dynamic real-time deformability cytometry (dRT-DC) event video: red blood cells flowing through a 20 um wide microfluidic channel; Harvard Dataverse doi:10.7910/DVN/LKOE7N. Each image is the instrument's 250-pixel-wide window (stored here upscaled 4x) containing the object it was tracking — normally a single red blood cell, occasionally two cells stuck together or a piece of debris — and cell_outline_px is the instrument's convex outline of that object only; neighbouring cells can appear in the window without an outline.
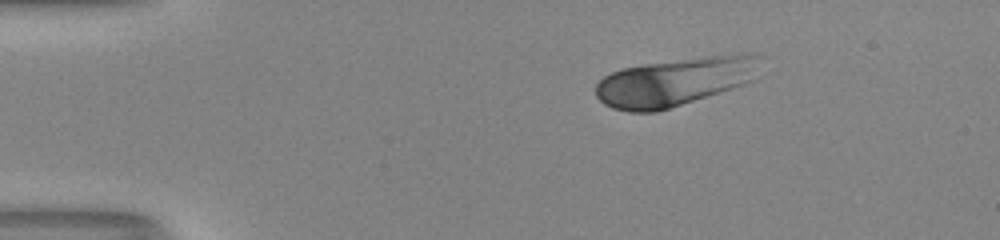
{"species": "human", "species_latin": "Homo sapiens", "temperature_condition": "room temperature", "stored_images_in_passage": 44, "camera_frame_rate_fps": 3000, "um_per_image_px": 0.085, "donor": {"sex": "male"}, "frame": {"image": 1, "passage_image": 1, "time_ms": 0.0, "image_size_px": [1000, 240], "cell_outline_px": [[764, 56], [752, 80], [744, 84], [732, 88], [656, 112], [628, 112], [612, 108], [604, 104], [596, 96], [596, 84], [604, 76], [620, 68], [644, 64], [704, 56], [744, 52], [756, 52]], "centroid_in_image_um": [57.41, 6.91], "position_along_channel_um": 27.6, "area_um2": 46.64}}
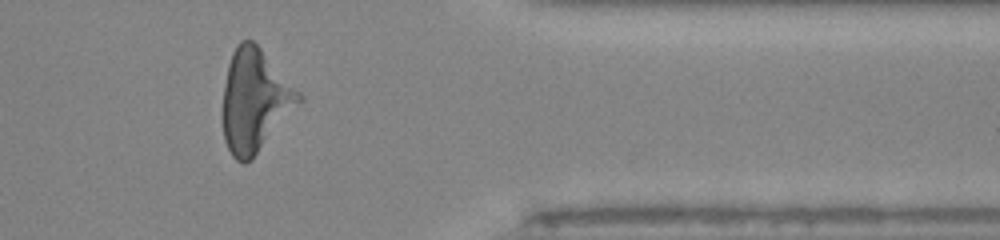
{"frame": {"image": 2, "passage_image": 35, "time_ms": 11.333, "image_size_px": [1000, 240], "cell_outline_px": [[304, 100], [252, 160], [244, 164], [236, 160], [232, 156], [224, 140], [220, 112], [224, 84], [228, 64], [232, 52], [236, 44], [240, 40], [252, 40], [260, 48], [304, 96]], "centroid_in_image_um": [21.63, 8.59], "position_along_channel_um": 389.8, "area_um2": 46.18}}
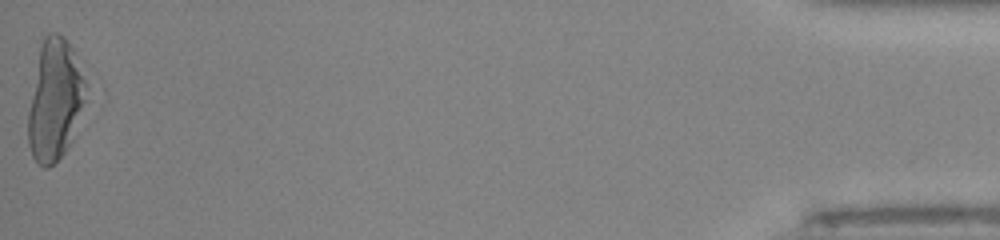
{"frame": {"image": 3, "passage_image": 44, "time_ms": 14.333, "image_size_px": [1000, 240], "cell_outline_px": [[84, 100], [72, 140], [68, 148], [48, 168], [44, 168], [36, 164], [32, 156], [28, 144], [28, 112], [40, 48], [44, 36], [48, 32], [60, 32], [64, 36], [72, 48], [84, 80]], "centroid_in_image_um": [4.63, 8.53], "position_along_channel_um": 430.6, "area_um2": 39.94}, "authors_computed_cell_mechanics": {"area_um2": 42.8876, "velocity_mm_per_s": 4.0108, "shape_relaxation_time_tau1_ms": 3.9869, "shape_relaxation_time_tau2_ms": 0.622, "deformation_change_tau1": 0.184, "deformation_change_tau2": 0.0875}}